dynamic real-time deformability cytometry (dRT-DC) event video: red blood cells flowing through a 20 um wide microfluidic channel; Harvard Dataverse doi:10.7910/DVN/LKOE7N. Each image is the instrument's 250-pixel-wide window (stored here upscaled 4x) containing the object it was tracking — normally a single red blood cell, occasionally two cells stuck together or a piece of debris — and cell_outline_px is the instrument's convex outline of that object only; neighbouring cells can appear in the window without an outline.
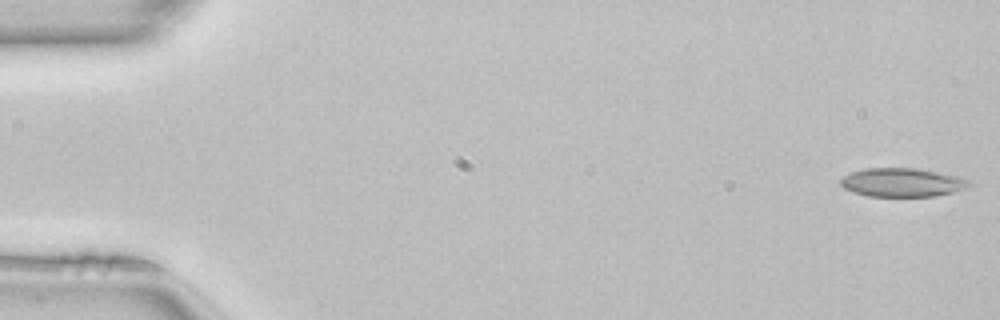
{"species": "common noctule bat (a hibernating species)", "species_latin": "Nyctalus noctula", "temperature_condition": "room temperature", "stored_images_in_passage": 50, "camera_frame_rate_fps": 3000, "um_per_image_px": 0.085, "animal": {"sex": "female", "body_mass_g": 22.7, "forearm_length_mm": 54.2}, "frame": {"image": 1, "passage_image": 1, "time_ms": 0.0, "image_size_px": [1000, 320], "cell_outline_px": [[972, 184], [964, 188], [952, 192], [936, 196], [868, 196], [852, 192], [844, 188], [840, 184], [840, 180], [844, 176], [852, 172], [864, 168], [916, 168], [956, 176], [968, 180]], "centroid_in_image_um": [76.64, 15.51], "position_along_channel_um": 8.4, "area_um2": 21.27}}
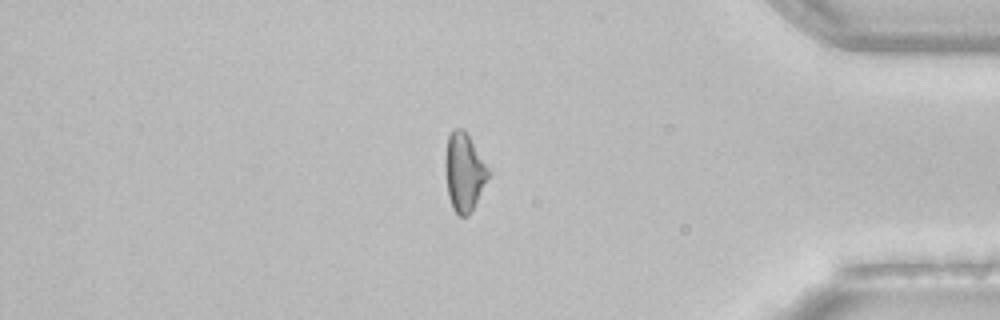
{"frame": {"image": 2, "passage_image": 42, "time_ms": 13.667, "image_size_px": [1000, 320], "cell_outline_px": [[492, 172], [468, 216], [460, 216], [452, 208], [448, 196], [444, 168], [444, 156], [448, 136], [452, 128], [460, 128], [468, 136]], "centroid_in_image_um": [39.43, 14.62], "position_along_channel_um": 395.8, "area_um2": 19.71}}
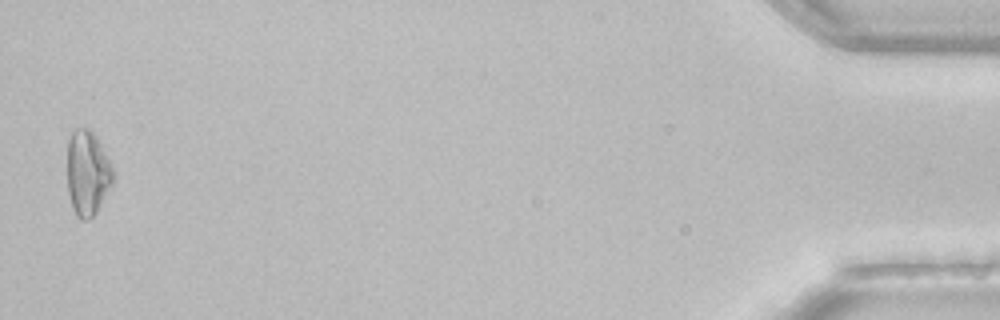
{"frame": {"image": 3, "passage_image": 49, "time_ms": 16.0, "image_size_px": [1000, 320], "cell_outline_px": [[116, 176], [112, 184], [96, 212], [88, 220], [80, 220], [76, 216], [72, 208], [68, 192], [68, 136], [76, 128], [88, 128], [96, 136], [112, 164], [116, 172]], "centroid_in_image_um": [7.46, 14.71], "position_along_channel_um": 427.7, "area_um2": 22.95}, "authors_computed_cell_mechanics": {"area_um2": 20.6057, "velocity_mm_per_s": 4.1173, "shape_relaxation_time_tau1_ms": null, "shape_relaxation_time_tau2_ms": 5.5295, "deformation_change_tau1": null, "deformation_change_tau2": 0.1203}}